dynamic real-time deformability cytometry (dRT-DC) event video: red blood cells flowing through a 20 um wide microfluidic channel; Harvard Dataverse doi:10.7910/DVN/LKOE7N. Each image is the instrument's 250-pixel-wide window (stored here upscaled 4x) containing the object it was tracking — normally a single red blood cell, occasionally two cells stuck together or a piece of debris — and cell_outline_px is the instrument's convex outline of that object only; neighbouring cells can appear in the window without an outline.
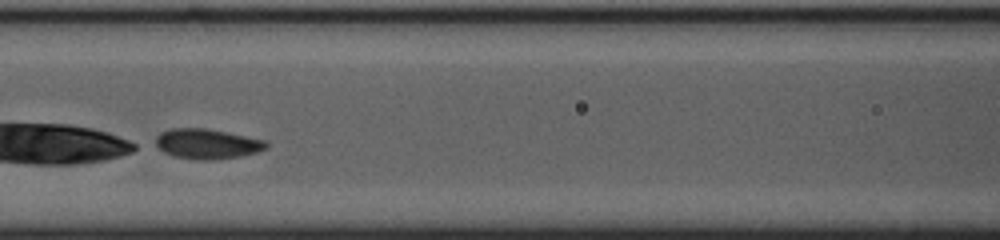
{"species": "common noctule bat (a hibernating species)", "species_latin": "Nyctalus noctula", "temperature_condition": "cold", "stored_images_in_passage": 16, "camera_frame_rate_fps": 3000, "um_per_image_px": 0.085, "animal": {"sex": "female", "body_mass_g": 23.0, "forearm_length_mm": 53.4}, "frame": {"image": 1, "passage_image": 14, "time_ms": 4.333, "image_size_px": [1000, 240], "cell_outline_px": [[268, 148], [256, 152], [240, 156], [208, 160], [196, 160], [172, 156], [164, 152], [152, 144], [156, 136], [160, 132], [172, 128], [204, 128], [264, 140], [268, 144]], "centroid_in_image_um": [17.52, 12.23], "position_along_channel_um": 149.1, "area_um2": 19.36}}